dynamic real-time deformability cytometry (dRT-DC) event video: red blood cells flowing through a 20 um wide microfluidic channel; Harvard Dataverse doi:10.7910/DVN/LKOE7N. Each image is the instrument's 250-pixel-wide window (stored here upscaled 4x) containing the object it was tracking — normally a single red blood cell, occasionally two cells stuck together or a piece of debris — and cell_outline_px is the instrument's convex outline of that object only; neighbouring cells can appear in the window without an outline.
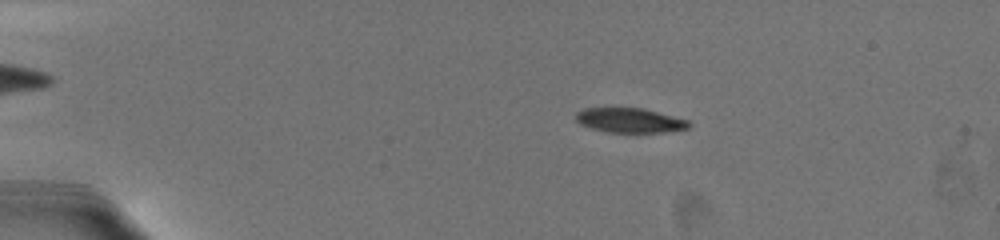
{"species": "common noctule bat (a hibernating species)", "species_latin": "Nyctalus noctula", "temperature_condition": "warm", "stored_images_in_passage": 58, "camera_frame_rate_fps": 3000, "um_per_image_px": 0.085, "animal": {"sex": "female", "body_mass_g": 19.5, "forearm_length_mm": 54.1}, "frame": {"image": 1, "passage_image": 12, "time_ms": 3.667, "image_size_px": [1000, 240], "cell_outline_px": [[692, 124], [688, 128], [664, 132], [608, 132], [592, 128], [580, 124], [576, 120], [576, 112], [584, 108], [644, 108], [688, 120]], "centroid_in_image_um": [53.54, 10.22], "position_along_channel_um": 31.5, "area_um2": 16.13}}
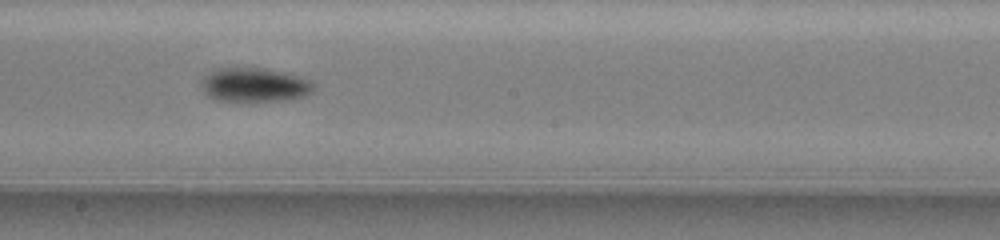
{"frame": {"image": 2, "passage_image": 31, "time_ms": 11.0, "image_size_px": [1000, 240], "cell_outline_px": [[316, 88], [312, 92], [304, 96], [288, 100], [256, 104], [252, 104], [216, 100], [208, 96], [204, 92], [204, 76], [208, 72], [220, 68], [264, 68], [288, 72], [312, 80], [316, 84]], "centroid_in_image_um": [21.72, 7.26], "position_along_channel_um": 226.5, "area_um2": 23.35}}
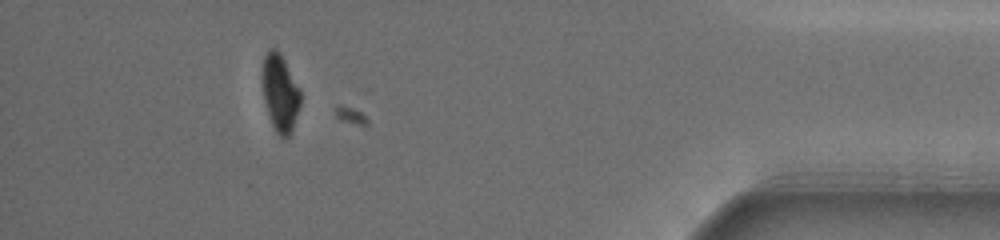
{"frame": {"image": 3, "passage_image": 52, "time_ms": 17.333, "image_size_px": [1000, 240], "cell_outline_px": [[300, 104], [292, 128], [288, 136], [284, 140], [276, 132], [272, 124], [264, 100], [264, 56], [268, 48], [276, 48], [284, 60], [300, 88]], "centroid_in_image_um": [23.83, 7.9], "position_along_channel_um": 411.4, "area_um2": 16.59}, "authors_computed_cell_mechanics": {"area_um2": 18.3804, "velocity_mm_per_s": 3.6732, "shape_relaxation_time_tau1_ms": 1.6794, "shape_relaxation_time_tau2_ms": null, "deformation_change_tau1": 0.1073, "deformation_change_tau2": null}}